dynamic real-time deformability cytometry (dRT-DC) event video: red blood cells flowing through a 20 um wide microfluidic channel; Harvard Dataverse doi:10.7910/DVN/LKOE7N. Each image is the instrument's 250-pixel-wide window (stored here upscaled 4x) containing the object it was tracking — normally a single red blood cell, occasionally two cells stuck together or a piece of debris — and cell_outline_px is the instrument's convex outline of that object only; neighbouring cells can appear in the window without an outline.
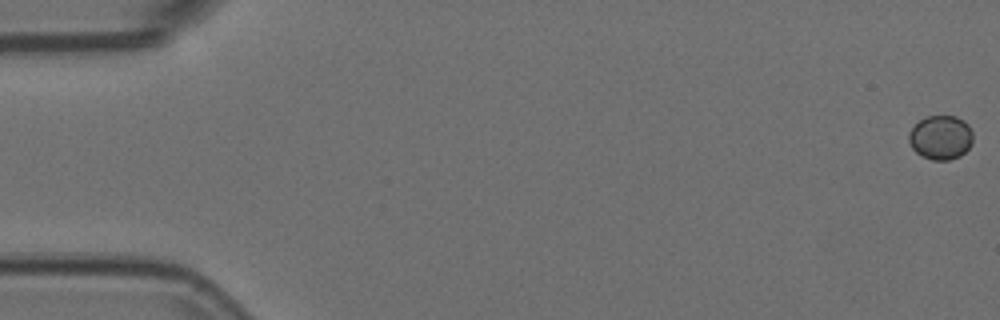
{"species": "Egyptian fruit bat (a non-hibernating species)", "species_latin": "Rousettus aegyptiacus", "temperature_condition": "room temperature", "stored_images_in_passage": 10, "camera_frame_rate_fps": 3000, "um_per_image_px": 0.085, "animal": {"sex": "female"}, "frame": {"image": 1, "passage_image": 1, "time_ms": 0.0, "image_size_px": [1000, 320], "cell_outline_px": [[972, 144], [960, 156], [948, 160], [932, 160], [920, 156], [912, 148], [908, 140], [908, 132], [920, 120], [928, 116], [956, 116], [964, 120], [968, 124], [972, 132]], "centroid_in_image_um": [79.95, 11.69], "position_along_channel_um": 5.0, "area_um2": 16.59}}